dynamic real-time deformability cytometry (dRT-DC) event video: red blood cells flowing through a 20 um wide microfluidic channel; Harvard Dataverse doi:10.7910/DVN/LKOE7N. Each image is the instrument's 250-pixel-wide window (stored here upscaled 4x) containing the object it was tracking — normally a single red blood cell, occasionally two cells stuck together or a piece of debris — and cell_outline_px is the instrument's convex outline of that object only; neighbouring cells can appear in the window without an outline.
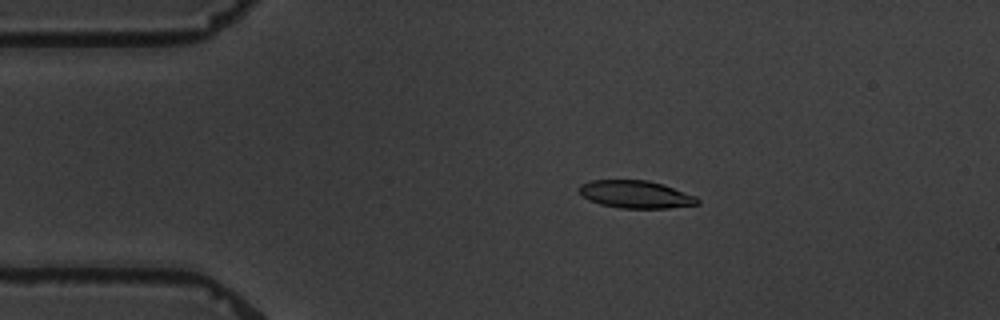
{"species": "common noctule bat (a hibernating species)", "species_latin": "Nyctalus noctula", "temperature_condition": "warm", "stored_images_in_passage": 5, "camera_frame_rate_fps": 3000, "um_per_image_px": 0.085, "animal": {"sex": "male", "body_mass_g": 19.5, "forearm_length_mm": 54.6}, "frame": {"image": 1, "passage_image": 4, "time_ms": 3.333, "image_size_px": [1000, 320], "cell_outline_px": [[700, 204], [668, 208], [620, 208], [600, 204], [588, 200], [576, 188], [580, 184], [592, 180], [648, 180], [664, 184], [696, 196], [700, 200]], "centroid_in_image_um": [54.04, 16.52], "position_along_channel_um": 31.0, "area_um2": 19.19}}